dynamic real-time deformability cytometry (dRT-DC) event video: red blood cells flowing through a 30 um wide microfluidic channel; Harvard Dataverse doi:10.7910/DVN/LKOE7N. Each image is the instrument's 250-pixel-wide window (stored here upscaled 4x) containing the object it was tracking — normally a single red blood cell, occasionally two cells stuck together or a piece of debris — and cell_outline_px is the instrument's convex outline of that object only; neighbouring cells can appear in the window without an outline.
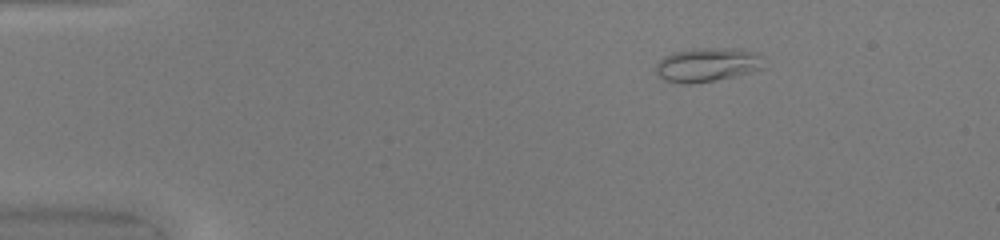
{"species": "common noctule bat (a hibernating species)", "species_latin": "Nyctalus noctula", "temperature_condition": "warm", "stored_images_in_passage": 42, "camera_frame_rate_fps": 3000, "um_per_image_px": 0.085, "animal": {"sex": "female", "body_mass_g": 20.0, "forearm_length_mm": 54.0}, "frame": {"image": 1, "passage_image": 1, "time_ms": 0.0, "image_size_px": [1000, 240], "cell_outline_px": [[764, 68], [716, 80], [692, 84], [680, 84], [664, 80], [656, 72], [656, 64], [664, 56], [672, 52], [700, 48], [740, 48], [752, 52], [756, 56]], "centroid_in_image_um": [60.02, 5.51], "position_along_channel_um": 25.0, "area_um2": 20.98}}
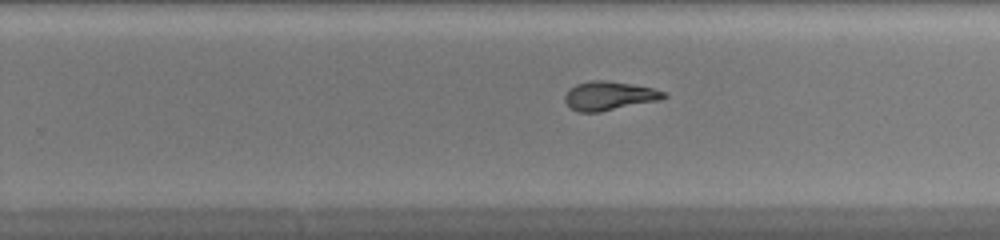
{"frame": {"image": 2, "passage_image": 25, "time_ms": 8.0, "image_size_px": [1000, 240], "cell_outline_px": [[668, 96], [660, 100], [600, 112], [580, 112], [572, 108], [564, 100], [564, 96], [568, 88], [576, 84], [592, 80], [604, 80], [632, 84], [652, 88], [664, 92]], "centroid_in_image_um": [51.76, 8.14], "position_along_channel_um": 278.0, "area_um2": 16.59}}
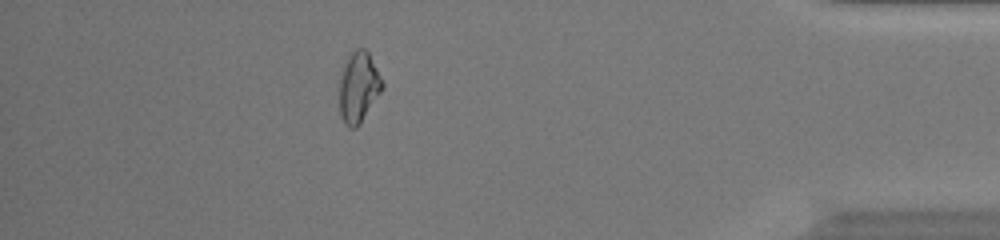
{"frame": {"image": 3, "passage_image": 37, "time_ms": 12.0, "image_size_px": [1000, 240], "cell_outline_px": [[384, 88], [360, 124], [356, 128], [348, 128], [344, 124], [340, 116], [340, 72], [348, 56], [356, 48], [364, 48], [368, 52], [384, 84]], "centroid_in_image_um": [30.47, 7.43], "position_along_channel_um": 404.7, "area_um2": 17.74}, "authors_computed_cell_mechanics": {"area_um2": 17.1666, "velocity_mm_per_s": 4.2293, "shape_relaxation_time_tau1_ms": null, "shape_relaxation_time_tau2_ms": 1.7396, "deformation_change_tau1": null, "deformation_change_tau2": 0.078}}